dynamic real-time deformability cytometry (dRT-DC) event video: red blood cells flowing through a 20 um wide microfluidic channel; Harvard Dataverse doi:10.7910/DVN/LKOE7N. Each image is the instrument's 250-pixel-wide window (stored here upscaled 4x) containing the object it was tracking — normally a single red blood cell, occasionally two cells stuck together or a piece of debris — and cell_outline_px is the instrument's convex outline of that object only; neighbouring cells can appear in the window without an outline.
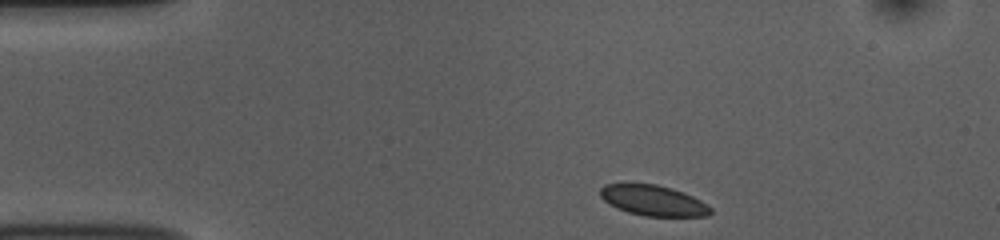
{"species": "common noctule bat (a hibernating species)", "species_latin": "Nyctalus noctula", "temperature_condition": "room temperature", "stored_images_in_passage": 45, "camera_frame_rate_fps": 3000, "um_per_image_px": 0.085, "animal": {"sex": "female", "body_mass_g": 10.0, "forearm_length_mm": 53.1}, "frame": {"image": 1, "passage_image": 1, "time_ms": 0.0, "image_size_px": [1000, 240], "cell_outline_px": [[712, 212], [708, 216], [644, 216], [628, 212], [616, 208], [604, 200], [600, 196], [600, 188], [604, 184], [656, 184], [672, 188], [684, 192], [700, 200], [712, 208]], "centroid_in_image_um": [55.53, 17.04], "position_along_channel_um": 29.5, "area_um2": 19.59}}
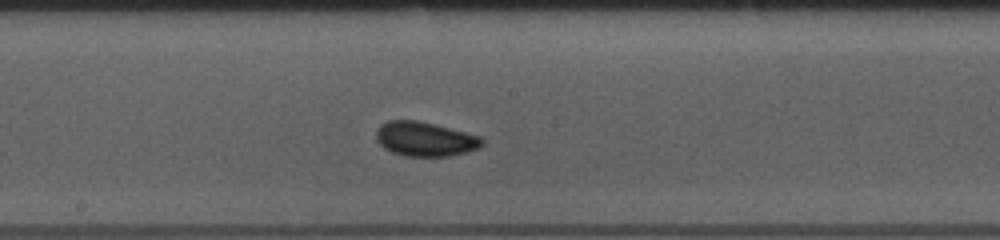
{"frame": {"image": 2, "passage_image": 20, "time_ms": 6.333, "image_size_px": [1000, 240], "cell_outline_px": [[484, 144], [480, 148], [468, 152], [448, 156], [404, 156], [392, 152], [384, 148], [376, 140], [376, 132], [380, 124], [388, 120], [420, 120], [480, 136], [484, 140]], "centroid_in_image_um": [36.13, 11.81], "position_along_channel_um": 212.1, "area_um2": 21.44}}
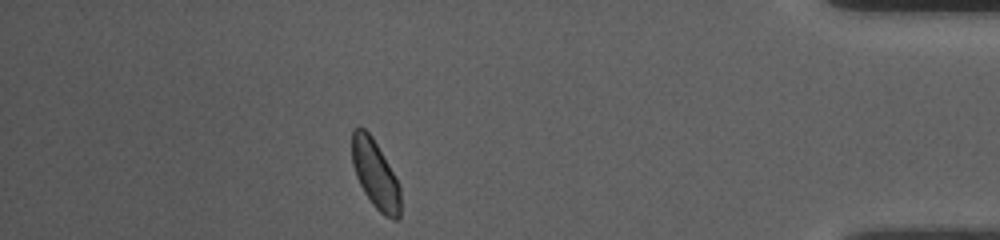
{"frame": {"image": 3, "passage_image": 39, "time_ms": 12.667, "image_size_px": [1000, 240], "cell_outline_px": [[400, 220], [392, 220], [384, 216], [372, 204], [364, 192], [356, 176], [352, 164], [352, 128], [356, 124], [364, 128], [372, 136], [400, 184]], "centroid_in_image_um": [31.9, 14.81], "position_along_channel_um": 403.3, "area_um2": 19.59}, "authors_computed_cell_mechanics": {"area_um2": 19.7676, "velocity_mm_per_s": 3.7052, "shape_relaxation_time_tau1_ms": 1.9148, "shape_relaxation_time_tau2_ms": null, "deformation_change_tau1": 0.0639, "deformation_change_tau2": null}}